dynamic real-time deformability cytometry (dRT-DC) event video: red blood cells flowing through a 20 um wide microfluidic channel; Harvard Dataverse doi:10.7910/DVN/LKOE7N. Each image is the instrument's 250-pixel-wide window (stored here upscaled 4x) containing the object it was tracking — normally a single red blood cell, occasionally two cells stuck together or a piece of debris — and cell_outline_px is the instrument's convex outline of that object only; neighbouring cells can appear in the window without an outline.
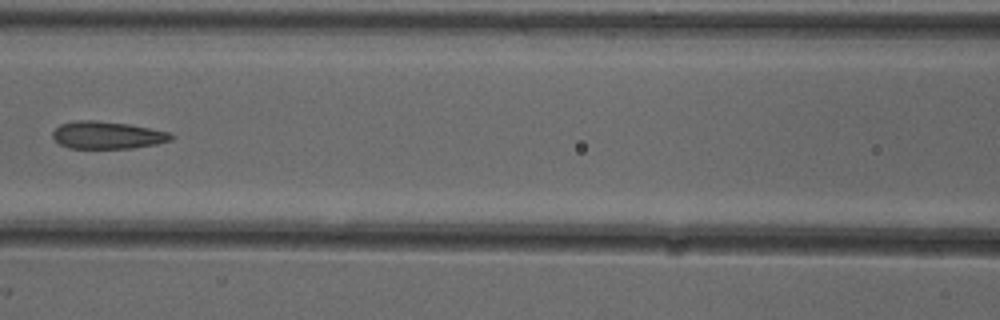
{"species": "common noctule bat (a hibernating species)", "species_latin": "Nyctalus noctula", "temperature_condition": "cold", "stored_images_in_passage": 7, "camera_frame_rate_fps": 3000, "um_per_image_px": 0.085, "animal": {"sex": "female"}, "frame": {"image": 1, "passage_image": 7, "time_ms": 2.0, "image_size_px": [1000, 320], "cell_outline_px": [[176, 136], [172, 140], [156, 144], [132, 148], [68, 148], [60, 144], [52, 136], [52, 132], [60, 124], [76, 120], [96, 120], [128, 124], [168, 132]], "centroid_in_image_um": [9.11, 11.48], "position_along_channel_um": 157.5, "area_um2": 18.9}}